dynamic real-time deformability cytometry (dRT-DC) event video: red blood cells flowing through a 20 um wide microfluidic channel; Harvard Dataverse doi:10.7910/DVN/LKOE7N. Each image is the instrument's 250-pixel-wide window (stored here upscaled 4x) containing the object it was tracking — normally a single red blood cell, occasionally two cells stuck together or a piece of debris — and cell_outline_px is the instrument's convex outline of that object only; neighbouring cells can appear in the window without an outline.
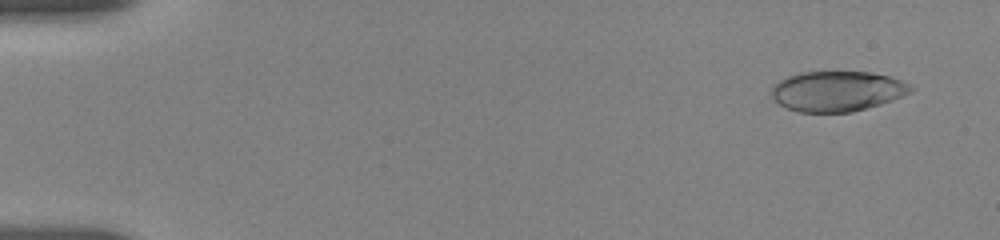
{"species": "human", "species_latin": "Homo sapiens", "temperature_condition": "room temperature", "stored_images_in_passage": 12, "camera_frame_rate_fps": 3000, "um_per_image_px": 0.085, "donor": {"sex": "female"}, "frame": {"image": 1, "passage_image": 4, "time_ms": 1.0, "image_size_px": [1000, 240], "cell_outline_px": [[912, 92], [892, 100], [880, 104], [852, 112], [800, 112], [788, 108], [772, 100], [772, 88], [780, 80], [788, 76], [800, 72], [868, 72], [888, 76], [900, 80], [908, 84], [912, 88]], "centroid_in_image_um": [71.14, 7.75], "position_along_channel_um": 13.9, "area_um2": 32.37}}